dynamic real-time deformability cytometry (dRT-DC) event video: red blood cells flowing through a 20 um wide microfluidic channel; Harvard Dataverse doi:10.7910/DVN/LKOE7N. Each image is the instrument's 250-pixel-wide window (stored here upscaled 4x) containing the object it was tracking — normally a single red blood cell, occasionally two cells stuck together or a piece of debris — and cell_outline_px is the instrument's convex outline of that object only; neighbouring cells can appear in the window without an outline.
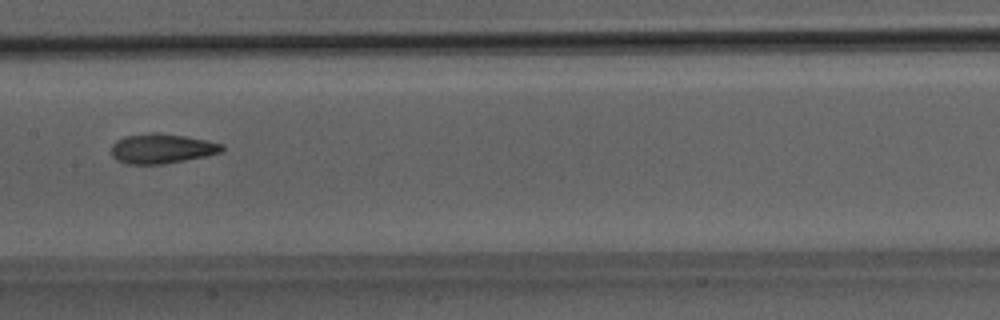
{"species": "Egyptian fruit bat (a non-hibernating species)", "species_latin": "Rousettus aegyptiacus", "temperature_condition": "room temperature", "stored_images_in_passage": 37, "camera_frame_rate_fps": 3000, "um_per_image_px": 0.085, "animal": {"sex": "male"}, "frame": {"image": 1, "passage_image": 16, "time_ms": 5.0, "image_size_px": [1000, 320], "cell_outline_px": [[224, 152], [164, 164], [128, 164], [116, 160], [112, 156], [112, 144], [116, 140], [124, 136], [152, 132], [156, 132], [184, 136], [208, 140], [224, 144]], "centroid_in_image_um": [13.76, 12.62], "position_along_channel_um": 193.6, "area_um2": 19.31}}
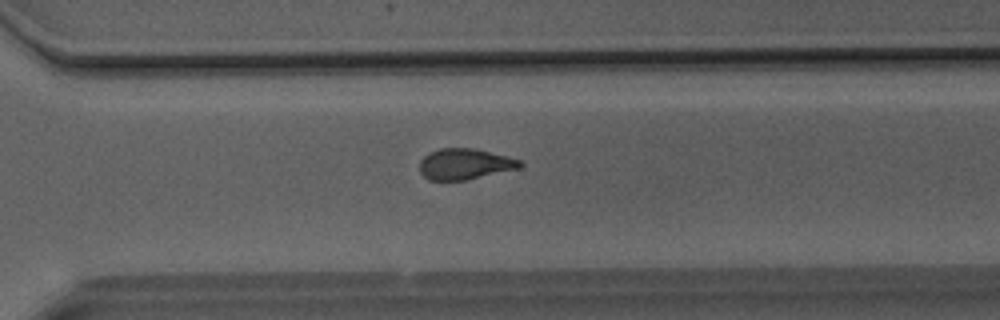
{"frame": {"image": 2, "passage_image": 26, "time_ms": 8.333, "image_size_px": [1000, 320], "cell_outline_px": [[524, 164], [520, 168], [464, 180], [428, 180], [420, 172], [420, 160], [428, 152], [440, 148], [472, 148], [508, 156], [520, 160]], "centroid_in_image_um": [39.49, 13.94], "position_along_channel_um": 331.1, "area_um2": 18.03}}
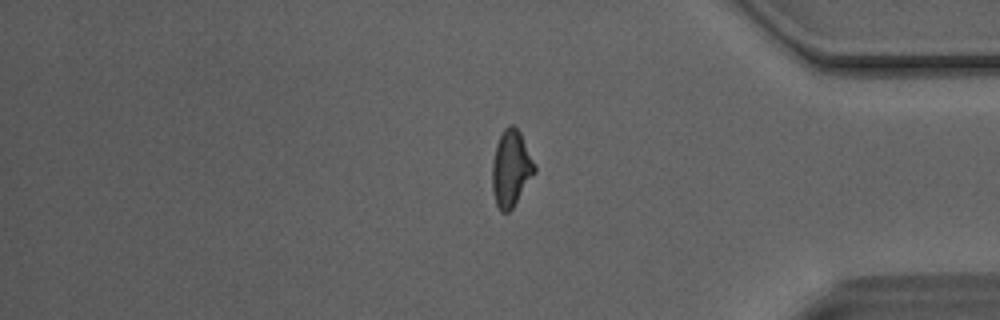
{"frame": {"image": 3, "passage_image": 32, "time_ms": 10.333, "image_size_px": [1000, 320], "cell_outline_px": [[536, 172], [512, 208], [508, 212], [500, 212], [496, 204], [492, 192], [492, 160], [496, 144], [504, 128], [508, 124], [512, 124], [520, 132], [536, 164]], "centroid_in_image_um": [43.43, 14.31], "position_along_channel_um": 391.8, "area_um2": 19.02}}